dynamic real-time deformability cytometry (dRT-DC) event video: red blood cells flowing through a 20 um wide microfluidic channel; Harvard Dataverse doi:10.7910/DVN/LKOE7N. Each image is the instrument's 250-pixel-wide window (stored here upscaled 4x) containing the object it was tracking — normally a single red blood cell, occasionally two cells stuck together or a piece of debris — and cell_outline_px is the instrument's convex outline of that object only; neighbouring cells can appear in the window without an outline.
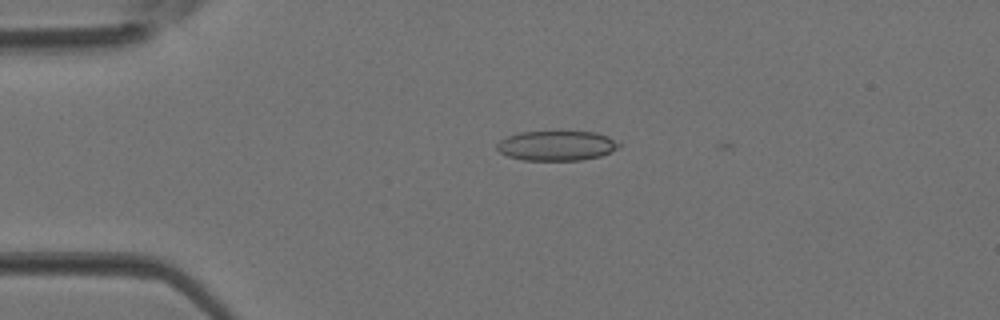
{"species": "Egyptian fruit bat (a non-hibernating species)", "species_latin": "Rousettus aegyptiacus", "temperature_condition": "room temperature", "stored_images_in_passage": 3, "camera_frame_rate_fps": 3000, "um_per_image_px": 0.085, "animal": {"sex": "female"}, "frame": {"image": 1, "passage_image": 3, "time_ms": 0.667, "image_size_px": [1000, 320], "cell_outline_px": [[620, 144], [612, 152], [600, 156], [580, 160], [524, 160], [508, 156], [500, 152], [496, 148], [496, 144], [500, 140], [508, 136], [520, 132], [556, 128], [596, 132], [608, 136]], "centroid_in_image_um": [47.3, 12.32], "position_along_channel_um": 37.7, "area_um2": 22.14}}